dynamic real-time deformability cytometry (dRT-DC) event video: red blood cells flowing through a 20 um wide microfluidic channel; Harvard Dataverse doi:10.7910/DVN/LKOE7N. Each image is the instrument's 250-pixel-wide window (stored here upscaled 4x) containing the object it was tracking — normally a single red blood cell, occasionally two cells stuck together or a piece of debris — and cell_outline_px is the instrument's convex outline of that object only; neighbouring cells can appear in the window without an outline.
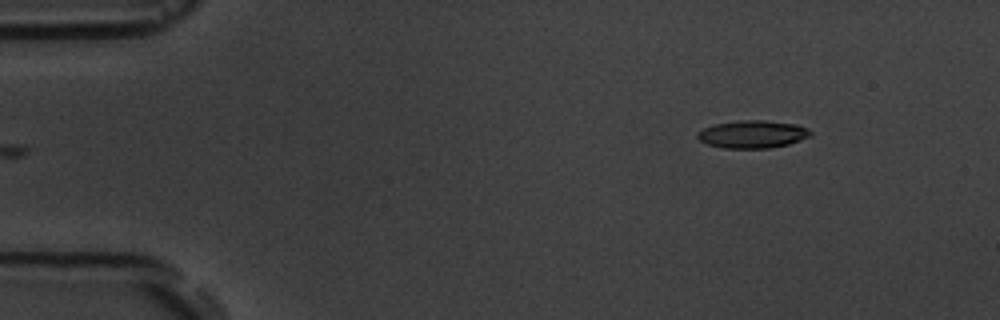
{"species": "common noctule bat (a hibernating species)", "species_latin": "Nyctalus noctula", "temperature_condition": "room temperature", "stored_images_in_passage": 4, "camera_frame_rate_fps": 3000, "um_per_image_px": 0.085, "animal": {"sex": "male", "body_mass_g": 19.5, "forearm_length_mm": 54.6}, "frame": {"image": 1, "passage_image": 4, "time_ms": 3.333, "image_size_px": [1000, 320], "cell_outline_px": [[812, 136], [788, 144], [768, 148], [724, 148], [708, 144], [700, 140], [696, 136], [696, 132], [704, 128], [716, 124], [736, 120], [764, 120], [796, 124], [808, 128], [812, 132]], "centroid_in_image_um": [63.98, 11.4], "position_along_channel_um": 21.0, "area_um2": 18.26}}